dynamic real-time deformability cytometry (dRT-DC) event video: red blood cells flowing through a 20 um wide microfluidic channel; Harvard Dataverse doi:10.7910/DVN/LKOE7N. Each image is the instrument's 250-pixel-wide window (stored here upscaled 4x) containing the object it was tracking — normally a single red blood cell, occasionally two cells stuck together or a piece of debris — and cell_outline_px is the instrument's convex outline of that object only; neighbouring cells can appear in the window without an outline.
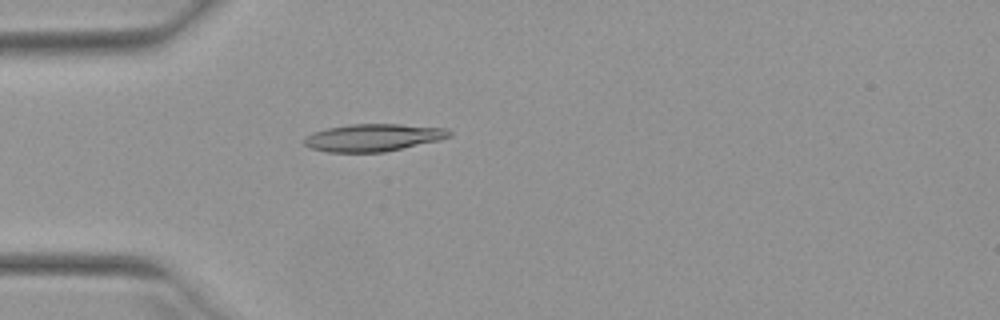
{"species": "Egyptian fruit bat (a non-hibernating species)", "species_latin": "Rousettus aegyptiacus", "temperature_condition": "warm", "stored_images_in_passage": 50, "camera_frame_rate_fps": 3000, "um_per_image_px": 0.085, "animal": {"sex": "female"}, "frame": {"image": 1, "passage_image": 14, "time_ms": 4.333, "image_size_px": [1000, 320], "cell_outline_px": [[452, 136], [440, 140], [384, 152], [328, 152], [312, 148], [304, 144], [304, 136], [312, 132], [328, 128], [348, 124], [400, 124], [448, 128], [452, 132]], "centroid_in_image_um": [31.74, 11.68], "position_along_channel_um": 53.3, "area_um2": 23.29}}
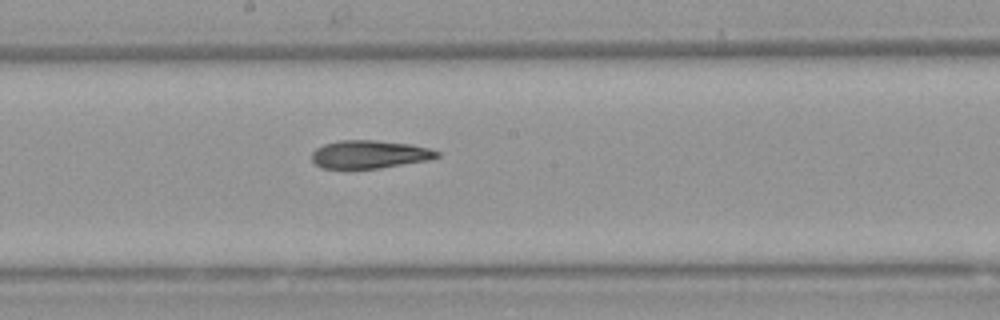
{"frame": {"image": 2, "passage_image": 27, "time_ms": 8.667, "image_size_px": [1000, 320], "cell_outline_px": [[440, 156], [432, 160], [380, 168], [320, 168], [312, 160], [312, 152], [316, 148], [324, 144], [340, 140], [376, 140], [412, 144], [428, 148], [440, 152]], "centroid_in_image_um": [31.45, 13.12], "position_along_channel_um": 216.8, "area_um2": 20.63}}
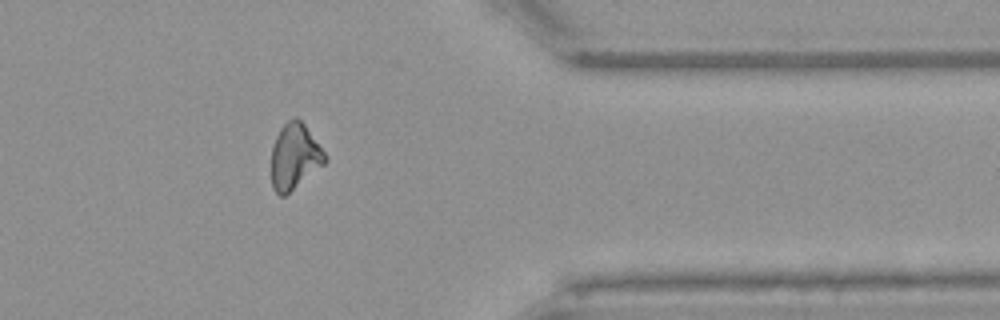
{"frame": {"image": 3, "passage_image": 41, "time_ms": 13.333, "image_size_px": [1000, 320], "cell_outline_px": [[328, 160], [324, 164], [284, 196], [280, 196], [272, 188], [272, 148], [276, 136], [280, 128], [292, 116], [296, 116], [304, 124], [324, 152]], "centroid_in_image_um": [25.03, 13.28], "position_along_channel_um": 386.4, "area_um2": 20.23}, "authors_computed_cell_mechanics": {"area_um2": 21.097, "velocity_mm_per_s": 3.9745, "shape_relaxation_time_tau1_ms": null, "shape_relaxation_time_tau2_ms": 4.6148, "deformation_change_tau1": null, "deformation_change_tau2": 0.1314}}